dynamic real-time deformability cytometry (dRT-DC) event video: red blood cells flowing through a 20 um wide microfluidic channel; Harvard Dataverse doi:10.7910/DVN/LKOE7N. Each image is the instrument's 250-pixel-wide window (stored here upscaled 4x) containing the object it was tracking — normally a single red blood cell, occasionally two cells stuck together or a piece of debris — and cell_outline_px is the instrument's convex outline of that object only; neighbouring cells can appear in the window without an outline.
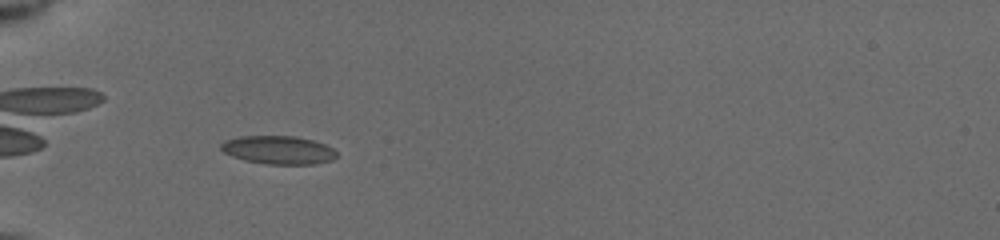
{"species": "common noctule bat (a hibernating species)", "species_latin": "Nyctalus noctula", "temperature_condition": "cold", "stored_images_in_passage": 12, "camera_frame_rate_fps": 3000, "um_per_image_px": 0.085, "animal": {"sex": "female", "body_mass_g": 19.5, "forearm_length_mm": 54.1}, "frame": {"image": 1, "passage_image": 4, "time_ms": 1.0, "image_size_px": [1000, 240], "cell_outline_px": [[336, 156], [332, 160], [312, 164], [268, 164], [244, 160], [232, 156], [224, 152], [220, 148], [220, 144], [224, 140], [240, 136], [296, 136], [312, 140], [324, 144], [332, 148], [336, 152]], "centroid_in_image_um": [23.63, 12.74], "position_along_channel_um": 61.4, "area_um2": 19.02}}
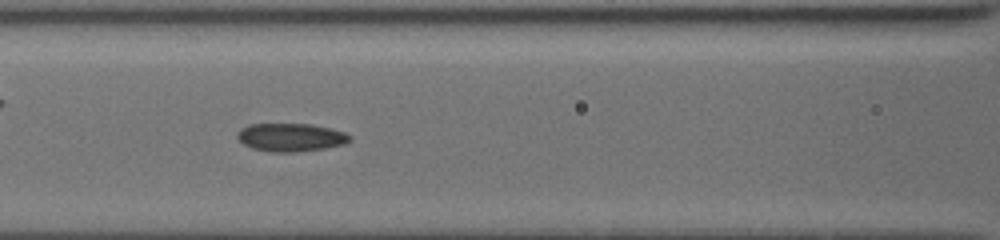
{"frame": {"image": 2, "passage_image": 9, "time_ms": 3.333, "image_size_px": [1000, 240], "cell_outline_px": [[352, 140], [344, 144], [324, 148], [292, 152], [272, 152], [252, 148], [244, 144], [236, 136], [236, 132], [240, 128], [248, 124], [312, 124], [332, 128], [344, 132], [352, 136]], "centroid_in_image_um": [24.72, 11.66], "position_along_channel_um": 141.9, "area_um2": 18.55}}
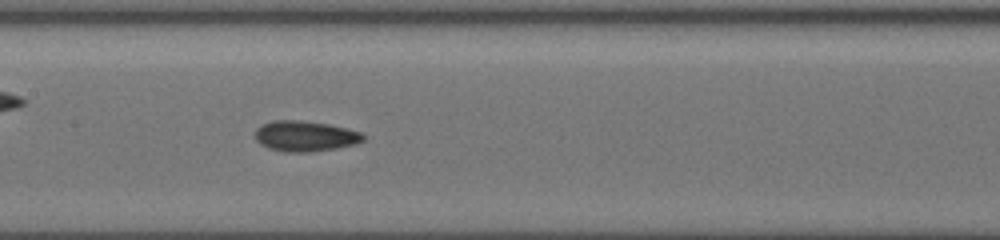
{"frame": {"image": 3, "passage_image": 12, "time_ms": 4.333, "image_size_px": [1000, 240], "cell_outline_px": [[364, 140], [356, 144], [336, 148], [312, 152], [284, 152], [268, 148], [260, 144], [256, 140], [256, 128], [260, 124], [276, 120], [296, 120], [328, 124], [348, 128], [360, 132], [364, 136]], "centroid_in_image_um": [25.92, 11.57], "position_along_channel_um": 181.5, "area_um2": 19.31}}